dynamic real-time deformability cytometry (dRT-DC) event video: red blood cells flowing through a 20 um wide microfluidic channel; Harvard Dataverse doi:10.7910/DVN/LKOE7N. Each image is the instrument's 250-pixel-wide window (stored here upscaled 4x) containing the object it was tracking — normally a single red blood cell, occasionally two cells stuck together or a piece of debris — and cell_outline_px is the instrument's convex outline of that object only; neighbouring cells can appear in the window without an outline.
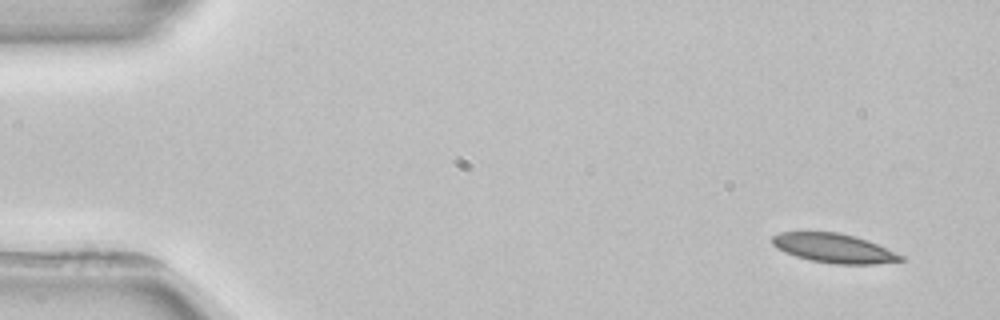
{"species": "common noctule bat (a hibernating species)", "species_latin": "Nyctalus noctula", "temperature_condition": "room temperature", "stored_images_in_passage": 3, "camera_frame_rate_fps": 3000, "um_per_image_px": 0.085, "animal": {"sex": "female", "body_mass_g": 22.7, "forearm_length_mm": 54.2}, "frame": {"image": 1, "passage_image": 1, "time_ms": 0.0, "image_size_px": [1000, 320], "cell_outline_px": [[904, 260], [872, 264], [836, 264], [812, 260], [796, 256], [784, 252], [776, 248], [772, 244], [772, 236], [780, 232], [840, 232], [856, 236], [868, 240], [904, 256]], "centroid_in_image_um": [70.87, 21.08], "position_along_channel_um": 14.1, "area_um2": 21.79}}